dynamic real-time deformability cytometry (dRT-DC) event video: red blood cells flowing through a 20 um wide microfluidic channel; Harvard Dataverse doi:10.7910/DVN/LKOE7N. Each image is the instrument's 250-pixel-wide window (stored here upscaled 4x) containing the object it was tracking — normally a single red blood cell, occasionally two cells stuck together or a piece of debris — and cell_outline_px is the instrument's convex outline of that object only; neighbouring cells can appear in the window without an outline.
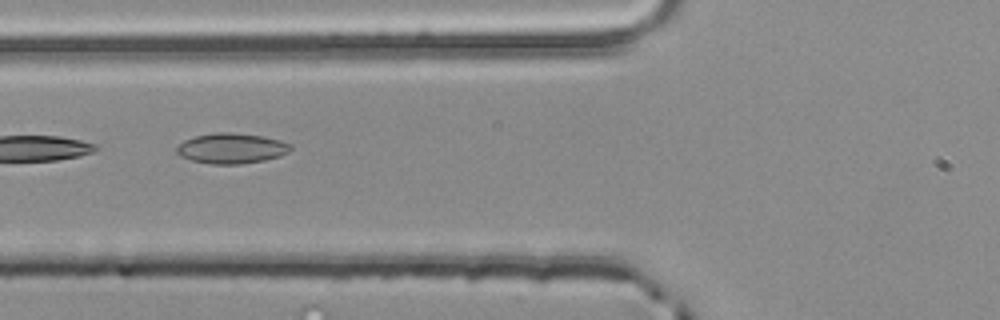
{"species": "common noctule bat (a hibernating species)", "species_latin": "Nyctalus noctula", "temperature_condition": "room temperature", "stored_images_in_passage": 4, "segment_of_instrument_passage": [2, 2], "camera_frame_rate_fps": 3000, "um_per_image_px": 0.085, "animal": {"sex": "male", "body_mass_g": 20.4}, "frame": {"image": 1, "passage_image": 4, "time_ms": 1.0, "image_size_px": [1000, 320], "cell_outline_px": [[292, 148], [288, 152], [280, 156], [264, 160], [240, 164], [212, 164], [192, 160], [180, 156], [176, 152], [176, 148], [184, 140], [196, 136], [216, 132], [228, 132], [264, 136], [280, 140], [292, 144]], "centroid_in_image_um": [19.69, 12.6], "position_along_channel_um": 106.1, "area_um2": 20.11}}